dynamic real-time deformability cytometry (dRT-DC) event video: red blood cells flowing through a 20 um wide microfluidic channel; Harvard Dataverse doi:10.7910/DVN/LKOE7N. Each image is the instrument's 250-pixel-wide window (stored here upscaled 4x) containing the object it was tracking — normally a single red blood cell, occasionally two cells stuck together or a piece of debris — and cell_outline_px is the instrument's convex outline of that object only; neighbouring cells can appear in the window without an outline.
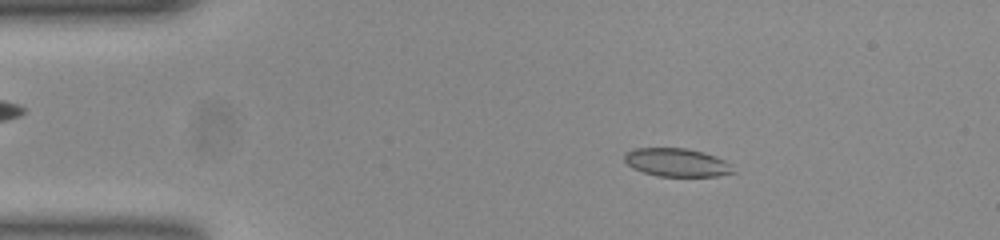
{"species": "common noctule bat (a hibernating species)", "species_latin": "Nyctalus noctula", "temperature_condition": "room temperature", "stored_images_in_passage": 52, "camera_frame_rate_fps": 3000, "um_per_image_px": 0.085, "animal": {"sex": "female", "body_mass_g": 23.0, "forearm_length_mm": 53.4}, "frame": {"image": 1, "passage_image": 8, "time_ms": 2.333, "image_size_px": [1000, 240], "cell_outline_px": [[736, 172], [716, 176], [656, 176], [632, 168], [624, 160], [624, 152], [632, 148], [688, 148], [704, 152], [716, 156], [732, 164]], "centroid_in_image_um": [57.53, 13.8], "position_along_channel_um": 27.5, "area_um2": 18.15}}
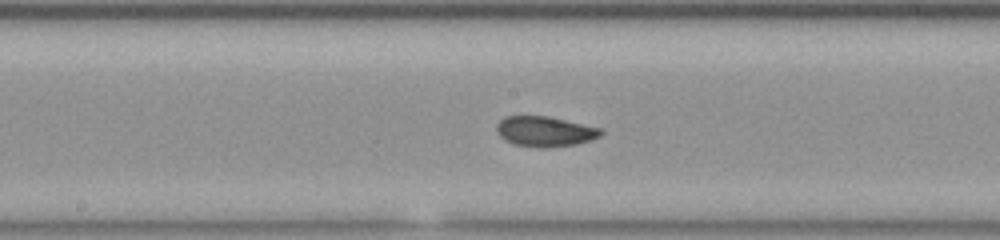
{"frame": {"image": 2, "passage_image": 26, "time_ms": 8.333, "image_size_px": [1000, 240], "cell_outline_px": [[604, 132], [600, 136], [592, 140], [576, 144], [548, 148], [540, 148], [512, 144], [504, 140], [496, 132], [496, 124], [504, 116], [548, 116], [600, 128]], "centroid_in_image_um": [46.29, 11.18], "position_along_channel_um": 201.9, "area_um2": 18.55}}
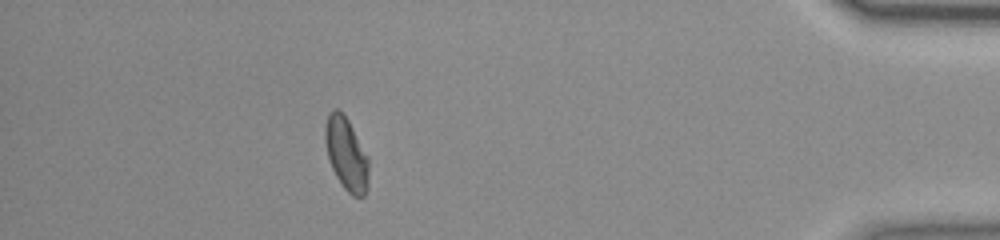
{"frame": {"image": 3, "passage_image": 46, "time_ms": 15.0, "image_size_px": [1000, 240], "cell_outline_px": [[368, 176], [364, 196], [352, 196], [344, 188], [336, 176], [332, 168], [328, 156], [324, 140], [324, 128], [328, 116], [332, 108], [336, 108], [348, 120], [368, 156]], "centroid_in_image_um": [29.42, 13.07], "position_along_channel_um": 405.8, "area_um2": 18.21}, "authors_computed_cell_mechanics": {"area_um2": 18.1492, "velocity_mm_per_s": 3.8631, "shape_relaxation_time_tau1_ms": null, "shape_relaxation_time_tau2_ms": 1.4798, "deformation_change_tau1": null, "deformation_change_tau2": 0.0574}}